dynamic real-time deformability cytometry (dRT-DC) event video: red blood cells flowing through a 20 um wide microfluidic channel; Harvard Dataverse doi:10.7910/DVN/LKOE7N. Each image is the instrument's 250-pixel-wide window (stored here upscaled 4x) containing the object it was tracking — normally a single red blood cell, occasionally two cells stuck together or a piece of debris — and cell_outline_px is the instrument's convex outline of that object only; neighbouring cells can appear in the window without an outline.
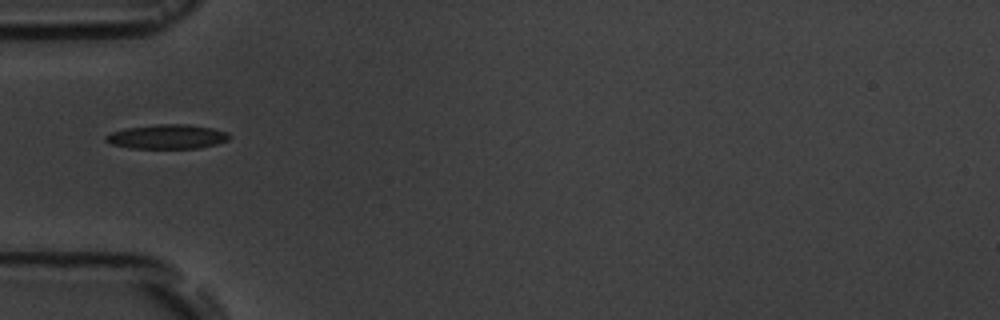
{"species": "common noctule bat (a hibernating species)", "species_latin": "Nyctalus noctula", "temperature_condition": "room temperature", "stored_images_in_passage": 9, "camera_frame_rate_fps": 3000, "um_per_image_px": 0.085, "animal": {"sex": "male", "body_mass_g": 19.5, "forearm_length_mm": 54.6}, "frame": {"image": 1, "passage_image": 4, "time_ms": 4.333, "image_size_px": [1000, 320], "cell_outline_px": [[232, 136], [228, 140], [216, 144], [200, 148], [132, 148], [112, 144], [104, 140], [104, 136], [112, 132], [124, 128], [156, 124], [188, 124], [212, 128], [228, 132]], "centroid_in_image_um": [14.22, 11.61], "position_along_channel_um": 70.8, "area_um2": 17.63}}
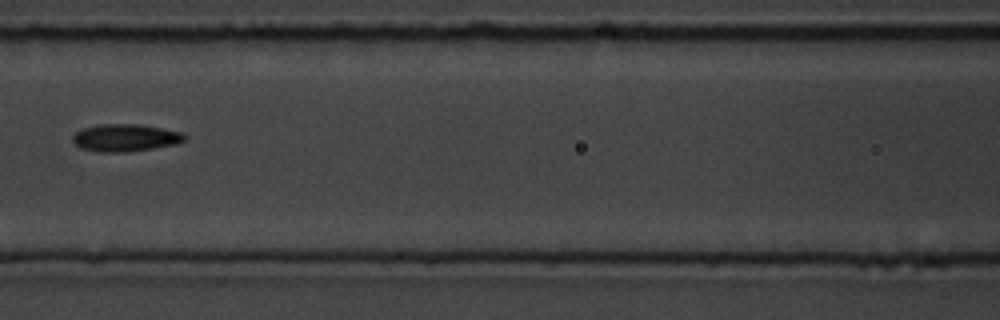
{"frame": {"image": 2, "passage_image": 6, "time_ms": 6.667, "image_size_px": [1000, 320], "cell_outline_px": [[188, 136], [184, 140], [176, 144], [152, 148], [124, 152], [100, 152], [80, 148], [72, 140], [72, 136], [76, 132], [84, 128], [100, 124], [140, 124], [180, 132]], "centroid_in_image_um": [10.63, 11.71], "position_along_channel_um": 156.0, "area_um2": 17.69}}
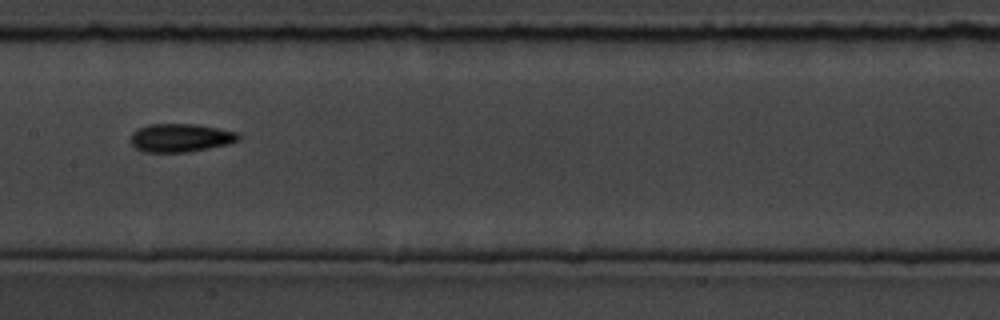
{"frame": {"image": 3, "passage_image": 7, "time_ms": 7.667, "image_size_px": [1000, 320], "cell_outline_px": [[240, 140], [228, 144], [188, 152], [144, 152], [136, 148], [132, 144], [132, 132], [136, 128], [148, 124], [196, 124], [236, 132], [240, 136]], "centroid_in_image_um": [15.33, 11.71], "position_along_channel_um": 192.1, "area_um2": 17.74}}